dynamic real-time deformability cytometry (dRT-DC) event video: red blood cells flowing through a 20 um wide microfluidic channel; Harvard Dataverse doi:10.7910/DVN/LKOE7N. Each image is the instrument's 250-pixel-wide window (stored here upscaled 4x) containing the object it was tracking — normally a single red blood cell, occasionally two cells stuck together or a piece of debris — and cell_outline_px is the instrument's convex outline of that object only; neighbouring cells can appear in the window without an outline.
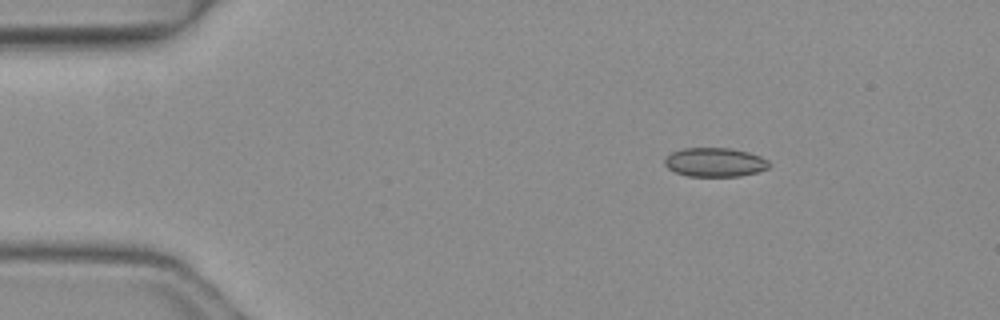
{"species": "common noctule bat (a hibernating species)", "species_latin": "Nyctalus noctula", "temperature_condition": "warm", "stored_images_in_passage": 4, "camera_frame_rate_fps": 3000, "um_per_image_px": 0.085, "animal": {"sex": "female", "body_mass_g": 19.3, "forearm_length_mm": 54.1}, "frame": {"image": 1, "passage_image": 1, "time_ms": 0.0, "image_size_px": [1000, 320], "cell_outline_px": [[772, 164], [768, 168], [756, 172], [740, 176], [688, 176], [676, 172], [668, 168], [664, 164], [664, 160], [672, 152], [684, 148], [728, 148], [748, 152], [760, 156], [768, 160]], "centroid_in_image_um": [60.78, 13.79], "position_along_channel_um": 24.2, "area_um2": 17.57}}